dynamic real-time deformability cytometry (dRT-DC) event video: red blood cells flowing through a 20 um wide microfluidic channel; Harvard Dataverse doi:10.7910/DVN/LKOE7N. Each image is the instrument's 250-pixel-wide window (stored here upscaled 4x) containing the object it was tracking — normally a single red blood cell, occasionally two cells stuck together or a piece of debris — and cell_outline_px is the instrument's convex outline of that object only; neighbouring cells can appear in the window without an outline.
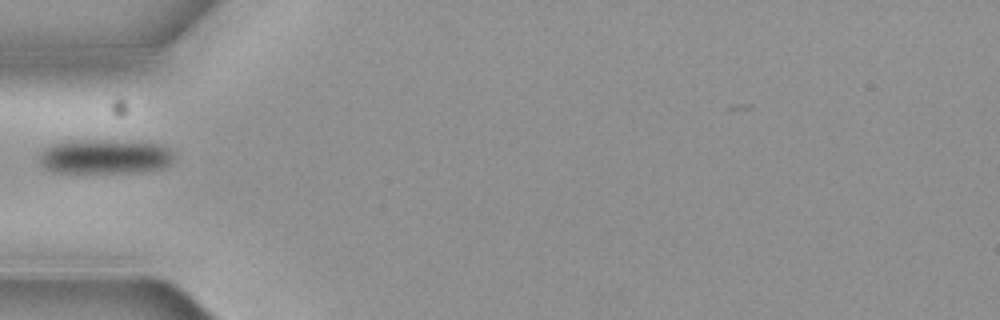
{"species": "common noctule bat (a hibernating species)", "species_latin": "Nyctalus noctula", "temperature_condition": "cold", "stored_images_in_passage": 2, "camera_frame_rate_fps": 3000, "um_per_image_px": 0.085, "animal": {"sex": "female", "body_mass_g": 19.3, "forearm_length_mm": 54.1}, "frame": {"image": 1, "passage_image": 1, "time_ms": 0.0, "image_size_px": [1000, 320], "cell_outline_px": [[172, 160], [168, 164], [160, 168], [128, 172], [52, 172], [40, 160], [40, 152], [44, 148], [52, 144], [68, 140], [108, 140], [164, 144], [172, 152]], "centroid_in_image_um": [8.89, 13.28], "position_along_channel_um": 76.1, "area_um2": 26.76}}
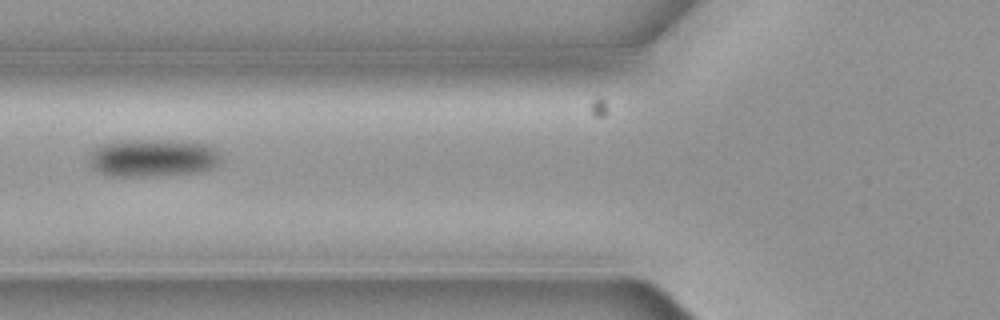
{"frame": {"image": 2, "passage_image": 2, "time_ms": 0.333, "image_size_px": [1000, 320], "cell_outline_px": [[220, 160], [212, 168], [200, 172], [156, 176], [108, 176], [92, 168], [88, 164], [88, 160], [92, 148], [112, 140], [148, 140], [208, 144], [216, 148]], "centroid_in_image_um": [12.9, 13.43], "position_along_channel_um": 112.9, "area_um2": 29.13}}